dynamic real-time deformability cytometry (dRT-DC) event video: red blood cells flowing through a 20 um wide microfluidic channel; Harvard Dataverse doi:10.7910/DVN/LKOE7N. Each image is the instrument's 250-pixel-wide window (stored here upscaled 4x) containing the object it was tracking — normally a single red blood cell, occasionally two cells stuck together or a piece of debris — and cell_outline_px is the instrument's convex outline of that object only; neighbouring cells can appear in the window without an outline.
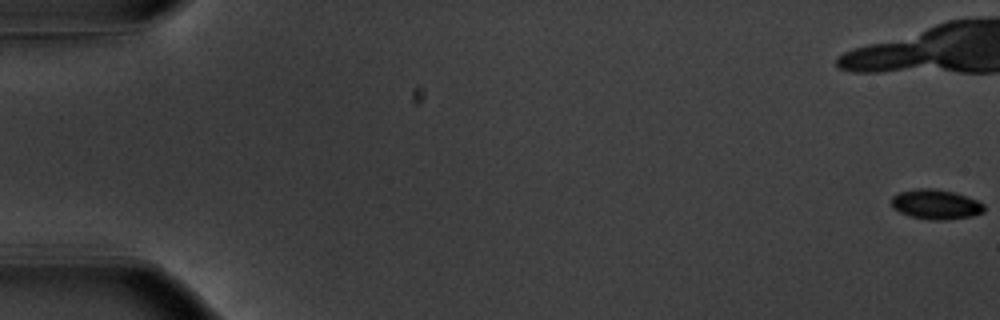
{"species": "common noctule bat (a hibernating species)", "species_latin": "Nyctalus noctula", "temperature_condition": "warm", "stored_images_in_passage": 56, "camera_frame_rate_fps": 3000, "um_per_image_px": 0.085, "animal": {"sex": "male", "body_mass_g": 20.1, "forearm_length_mm": 53.5}, "frame": {"image": 1, "passage_image": 1, "time_ms": 0.0, "image_size_px": [1000, 320], "cell_outline_px": [[984, 212], [972, 216], [944, 220], [932, 220], [912, 216], [900, 212], [892, 208], [892, 196], [900, 192], [912, 188], [932, 188], [956, 192], [968, 196], [984, 204]], "centroid_in_image_um": [79.55, 17.35], "position_along_channel_um": 5.4, "area_um2": 16.18}, "authors_computed_cell_mechanics": {"area_um2": 16.8776, "velocity_mm_per_s": 3.7913, "shape_relaxation_time_tau1_ms": 2.3377, "shape_relaxation_time_tau2_ms": null, "deformation_change_tau1": 0.0755, "deformation_change_tau2": null}}